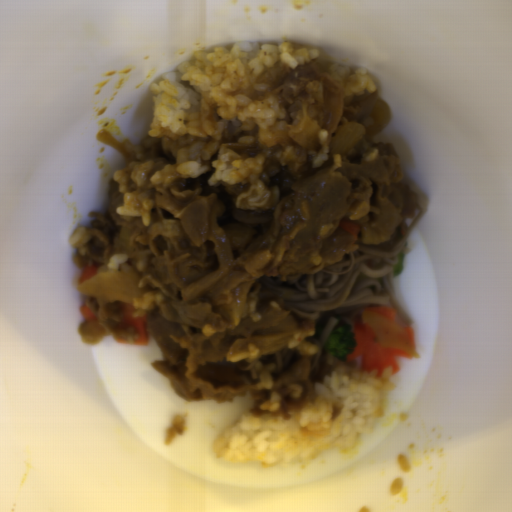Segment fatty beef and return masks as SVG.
<instances>
[{
    "label": "fatty beef",
    "instance_id": "obj_2",
    "mask_svg": "<svg viewBox=\"0 0 512 512\" xmlns=\"http://www.w3.org/2000/svg\"><path fill=\"white\" fill-rule=\"evenodd\" d=\"M83 306H87L97 317L94 321H87L84 317L78 328L81 340L88 346H96L105 336L131 343L138 339L139 333L135 328L123 322V301L100 300L85 295Z\"/></svg>",
    "mask_w": 512,
    "mask_h": 512
},
{
    "label": "fatty beef",
    "instance_id": "obj_1",
    "mask_svg": "<svg viewBox=\"0 0 512 512\" xmlns=\"http://www.w3.org/2000/svg\"><path fill=\"white\" fill-rule=\"evenodd\" d=\"M285 110L283 130L253 126L224 141L238 156L262 157L254 183L209 180V165L184 178L175 159L150 135L126 141L133 161L108 182L107 212L93 211L91 239L72 262L108 273L113 254H126L118 273L134 272L144 293L131 303L146 316L160 358L152 368L166 375L175 395L189 402L226 404L252 398L251 415L272 393L282 418L315 399L310 380L316 344L309 317H294L275 301L259 302L252 289L264 277L315 274L361 245L390 239L414 217L417 191L401 182L403 170L391 142L374 143L390 124V105L373 93L345 96L314 59L299 68L273 64L258 75ZM366 135L350 151L330 154L346 123ZM152 217L116 213L117 206ZM360 225L358 237L341 222ZM272 389H256L260 370Z\"/></svg>",
    "mask_w": 512,
    "mask_h": 512
}]
</instances>
